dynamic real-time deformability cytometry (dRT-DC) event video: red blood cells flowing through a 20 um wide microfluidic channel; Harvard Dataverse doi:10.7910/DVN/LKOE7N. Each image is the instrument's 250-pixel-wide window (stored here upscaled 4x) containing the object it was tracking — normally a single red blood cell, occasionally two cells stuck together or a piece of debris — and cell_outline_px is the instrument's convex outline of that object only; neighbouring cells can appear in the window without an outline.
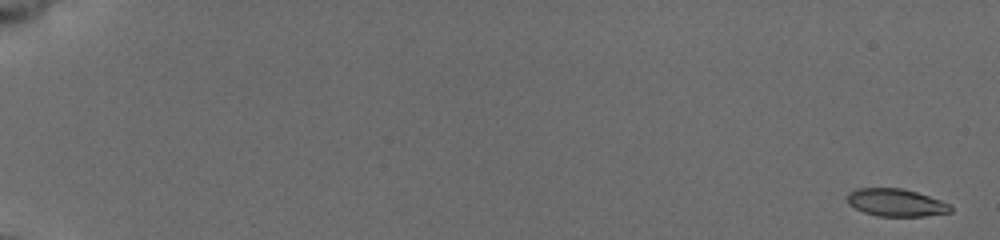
{"species": "common noctule bat (a hibernating species)", "species_latin": "Nyctalus noctula", "temperature_condition": "cold", "stored_images_in_passage": 40, "camera_frame_rate_fps": 3000, "um_per_image_px": 0.085, "animal": {"sex": "female", "body_mass_g": 19.5, "forearm_length_mm": 54.1}, "frame": {"image": 1, "passage_image": 1, "time_ms": 0.0, "image_size_px": [1000, 240], "cell_outline_px": [[952, 212], [924, 216], [876, 216], [864, 212], [848, 204], [848, 192], [856, 188], [900, 188], [916, 192], [952, 204]], "centroid_in_image_um": [76.17, 17.22], "position_along_channel_um": 8.8, "area_um2": 16.59}}
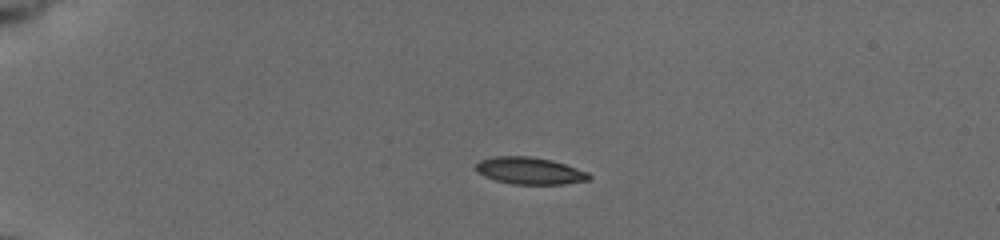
{"frame": {"image": 2, "passage_image": 29, "time_ms": 4.667, "image_size_px": [1000, 240], "cell_outline_px": [[592, 176], [588, 180], [564, 184], [512, 184], [496, 180], [484, 176], [476, 172], [476, 164], [480, 160], [496, 156], [528, 156], [552, 160], [588, 172]], "centroid_in_image_um": [45.02, 14.52], "position_along_channel_um": 40.0, "area_um2": 17.74}}